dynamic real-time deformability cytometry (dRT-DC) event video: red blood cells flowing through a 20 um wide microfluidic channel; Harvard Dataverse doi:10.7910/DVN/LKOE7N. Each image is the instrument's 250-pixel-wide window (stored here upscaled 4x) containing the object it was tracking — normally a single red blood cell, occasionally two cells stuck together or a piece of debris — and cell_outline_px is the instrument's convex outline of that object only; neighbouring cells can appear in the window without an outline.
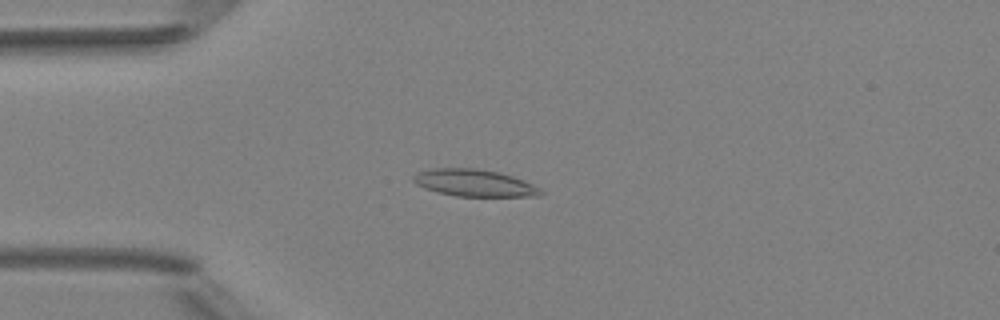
{"species": "Egyptian fruit bat (a non-hibernating species)", "species_latin": "Rousettus aegyptiacus", "temperature_condition": "room temperature", "stored_images_in_passage": 6, "camera_frame_rate_fps": 3000, "um_per_image_px": 0.085, "animal": {"sex": "female"}, "frame": {"image": 1, "passage_image": 4, "time_ms": 3.667, "image_size_px": [1000, 320], "cell_outline_px": [[544, 192], [540, 196], [456, 196], [436, 192], [424, 188], [416, 184], [412, 180], [412, 176], [416, 172], [432, 168], [472, 168], [496, 172], [512, 176], [524, 180], [540, 188]], "centroid_in_image_um": [40.28, 15.55], "position_along_channel_um": 44.7, "area_um2": 20.06}}
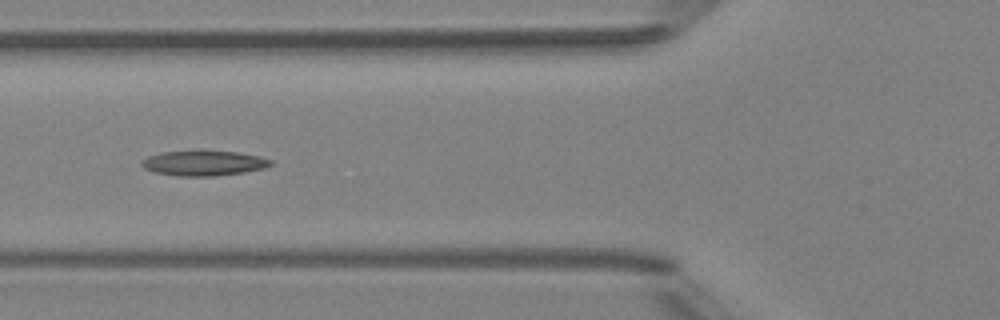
{"frame": {"image": 2, "passage_image": 6, "time_ms": 5.667, "image_size_px": [1000, 320], "cell_outline_px": [[272, 164], [264, 168], [244, 172], [216, 176], [176, 176], [156, 172], [144, 168], [140, 164], [140, 160], [148, 156], [160, 152], [236, 152], [260, 156], [272, 160]], "centroid_in_image_um": [17.3, 13.88], "position_along_channel_um": 108.5, "area_um2": 18.55}}